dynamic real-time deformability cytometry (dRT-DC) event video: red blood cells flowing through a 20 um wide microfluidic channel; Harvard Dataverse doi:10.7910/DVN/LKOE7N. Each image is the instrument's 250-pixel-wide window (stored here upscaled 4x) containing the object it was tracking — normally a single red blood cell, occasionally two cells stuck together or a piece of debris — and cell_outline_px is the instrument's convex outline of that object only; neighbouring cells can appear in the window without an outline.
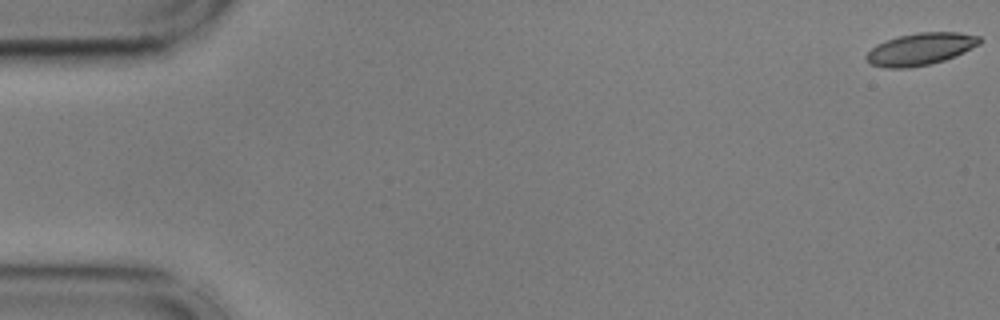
{"species": "common noctule bat (a hibernating species)", "species_latin": "Nyctalus noctula", "temperature_condition": "cold", "stored_images_in_passage": 7, "camera_frame_rate_fps": 3000, "um_per_image_px": 0.085, "animal": {"sex": "male", "body_mass_g": 17.9, "forearm_length_mm": 54.2}, "frame": {"image": 1, "passage_image": 1, "time_ms": 0.0, "image_size_px": [1000, 320], "cell_outline_px": [[984, 40], [980, 44], [956, 56], [944, 60], [928, 64], [908, 68], [884, 68], [872, 64], [864, 60], [864, 56], [876, 44], [900, 36], [916, 32], [960, 32], [980, 36]], "centroid_in_image_um": [78.26, 4.16], "position_along_channel_um": 6.7, "area_um2": 21.33}}